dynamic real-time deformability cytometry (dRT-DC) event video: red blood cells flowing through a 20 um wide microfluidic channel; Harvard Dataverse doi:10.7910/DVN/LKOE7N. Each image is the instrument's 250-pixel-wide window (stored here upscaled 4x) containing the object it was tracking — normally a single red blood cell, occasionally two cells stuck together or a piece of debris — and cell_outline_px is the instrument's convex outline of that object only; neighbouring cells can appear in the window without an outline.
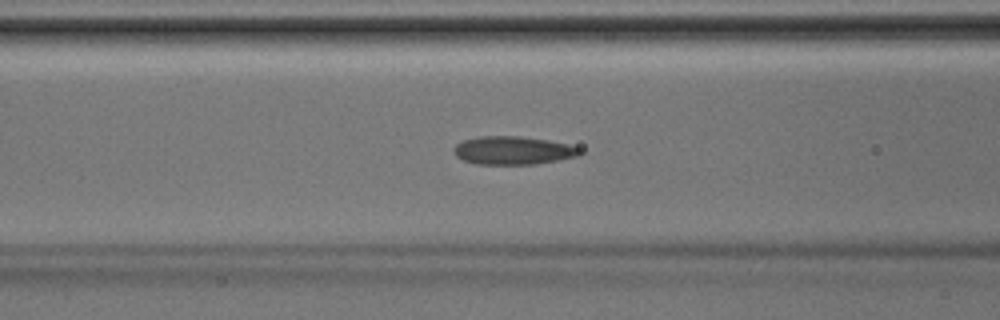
{"species": "Egyptian fruit bat (a non-hibernating species)", "species_latin": "Rousettus aegyptiacus", "temperature_condition": "room temperature", "stored_images_in_passage": 33, "camera_frame_rate_fps": 3000, "um_per_image_px": 0.085, "animal": {"sex": "male"}, "frame": {"image": 1, "passage_image": 7, "time_ms": 2.0, "image_size_px": [1000, 320], "cell_outline_px": [[584, 152], [580, 156], [560, 160], [536, 164], [476, 164], [464, 160], [456, 156], [452, 152], [452, 148], [456, 144], [464, 140], [480, 136], [520, 136], [548, 140], [568, 144], [580, 148]], "centroid_in_image_um": [43.63, 12.79], "position_along_channel_um": 123.0, "area_um2": 20.98}}
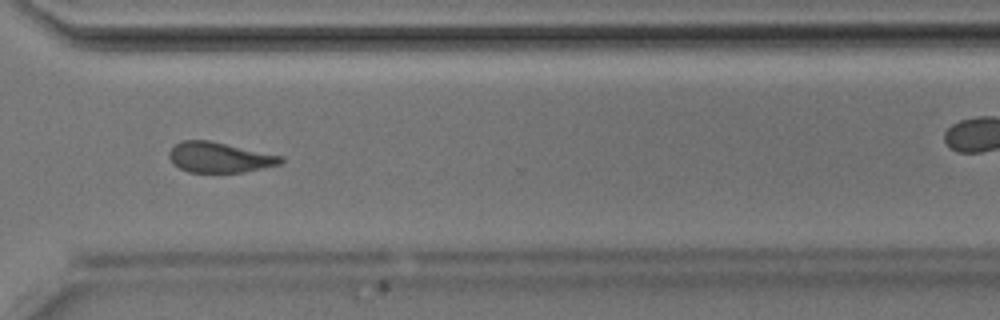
{"frame": {"image": 2, "passage_image": 21, "time_ms": 6.667, "image_size_px": [1000, 320], "cell_outline_px": [[284, 160], [280, 164], [244, 172], [188, 172], [172, 164], [168, 156], [168, 152], [176, 144], [184, 140], [208, 140], [284, 156]], "centroid_in_image_um": [18.65, 13.38], "position_along_channel_um": 352.0, "area_um2": 19.71}}
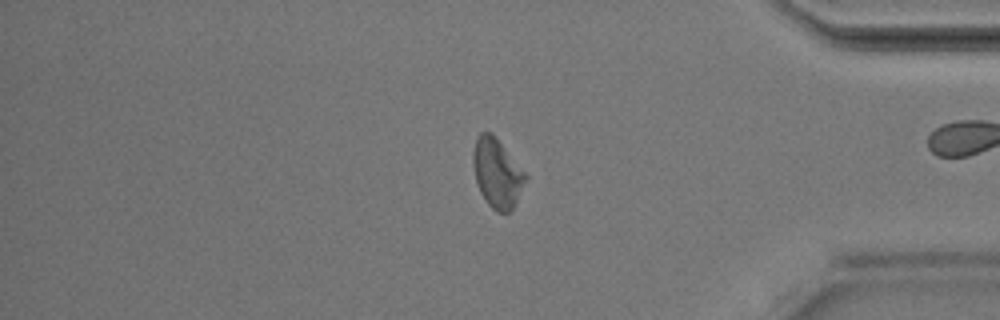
{"frame": {"image": 3, "passage_image": 25, "time_ms": 8.0, "image_size_px": [1000, 320], "cell_outline_px": [[528, 176], [512, 208], [508, 212], [496, 212], [488, 204], [480, 192], [476, 180], [472, 164], [472, 152], [476, 136], [480, 132], [492, 132]], "centroid_in_image_um": [42.21, 14.68], "position_along_channel_um": 393.0, "area_um2": 20.92}}